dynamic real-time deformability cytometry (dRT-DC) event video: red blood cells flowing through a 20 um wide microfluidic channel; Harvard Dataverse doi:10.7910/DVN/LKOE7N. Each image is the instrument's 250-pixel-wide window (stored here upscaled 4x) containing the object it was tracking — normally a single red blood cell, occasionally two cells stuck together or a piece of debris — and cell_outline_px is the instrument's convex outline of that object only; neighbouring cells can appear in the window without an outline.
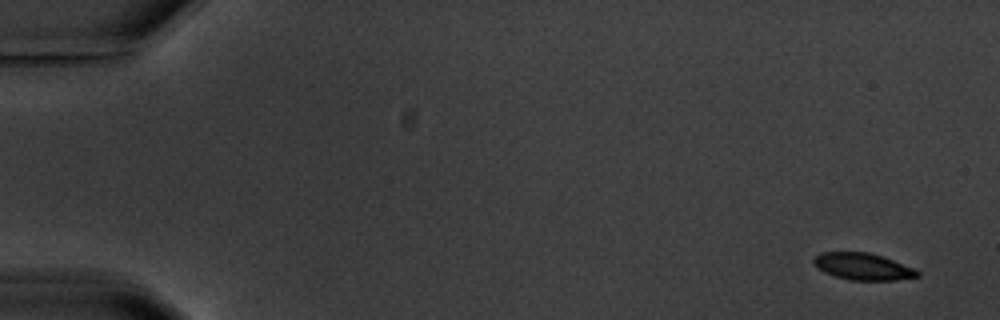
{"species": "common noctule bat (a hibernating species)", "species_latin": "Nyctalus noctula", "temperature_condition": "warm", "stored_images_in_passage": 13, "camera_frame_rate_fps": 3000, "um_per_image_px": 0.085, "animal": {"sex": "male", "body_mass_g": 20.1, "forearm_length_mm": 53.5}, "frame": {"image": 1, "passage_image": 1, "time_ms": 0.0, "image_size_px": [1000, 320], "cell_outline_px": [[920, 276], [896, 280], [848, 280], [824, 272], [816, 268], [812, 264], [812, 260], [820, 252], [868, 252], [892, 260], [912, 268], [920, 272]], "centroid_in_image_um": [73.28, 22.66], "position_along_channel_um": 11.7, "area_um2": 16.13}}
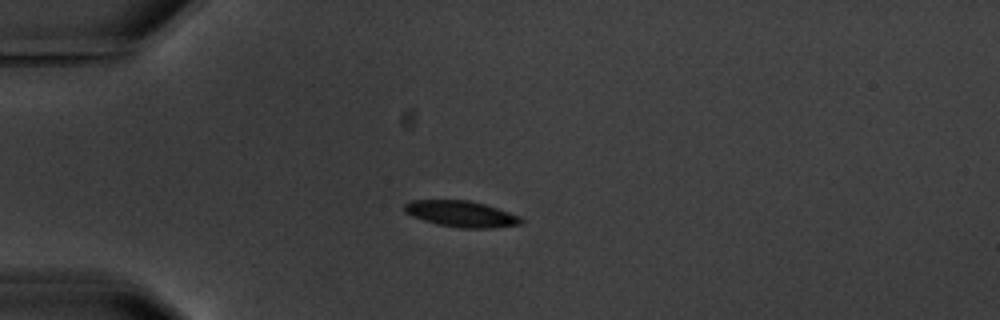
{"frame": {"image": 2, "passage_image": 3, "time_ms": 4.333, "image_size_px": [1000, 320], "cell_outline_px": [[524, 220], [520, 224], [492, 228], [460, 228], [436, 224], [412, 216], [404, 212], [404, 204], [412, 200], [468, 200], [484, 204], [520, 216]], "centroid_in_image_um": [39.18, 18.18], "position_along_channel_um": 45.8, "area_um2": 17.69}, "authors_computed_cell_mechanics": {"area_um2": 18.1492, "velocity_mm_per_s": 3.5163, "shape_relaxation_time_tau1_ms": 1.8149, "shape_relaxation_time_tau2_ms": null, "deformation_change_tau1": 0.0904, "deformation_change_tau2": null}}